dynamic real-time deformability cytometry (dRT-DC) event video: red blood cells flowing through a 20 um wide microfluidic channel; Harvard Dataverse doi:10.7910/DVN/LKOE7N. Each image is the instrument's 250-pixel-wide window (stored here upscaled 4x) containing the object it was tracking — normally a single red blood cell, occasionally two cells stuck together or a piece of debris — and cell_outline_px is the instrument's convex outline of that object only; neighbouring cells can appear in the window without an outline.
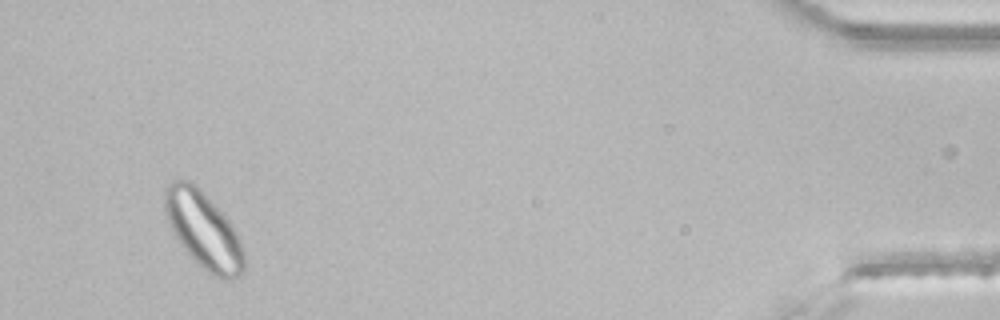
{"species": "common noctule bat (a hibernating species)", "species_latin": "Nyctalus noctula", "temperature_condition": "room temperature", "stored_images_in_passage": 34, "segment_of_instrument_passage": [2, 2], "camera_frame_rate_fps": 3000, "um_per_image_px": 0.085, "animal": {"sex": "male", "body_mass_g": 21.5, "forearm_length_mm": 52.0}, "frame": {"image": 1, "passage_image": 31, "time_ms": 10.0, "image_size_px": [1000, 320], "cell_outline_px": [[244, 272], [240, 276], [232, 280], [224, 280], [208, 272], [180, 244], [164, 212], [164, 192], [168, 184], [172, 180], [188, 180], [200, 188], [232, 224], [236, 232], [244, 252]], "centroid_in_image_um": [17.31, 19.55], "position_along_channel_um": 417.9, "area_um2": 34.97}}